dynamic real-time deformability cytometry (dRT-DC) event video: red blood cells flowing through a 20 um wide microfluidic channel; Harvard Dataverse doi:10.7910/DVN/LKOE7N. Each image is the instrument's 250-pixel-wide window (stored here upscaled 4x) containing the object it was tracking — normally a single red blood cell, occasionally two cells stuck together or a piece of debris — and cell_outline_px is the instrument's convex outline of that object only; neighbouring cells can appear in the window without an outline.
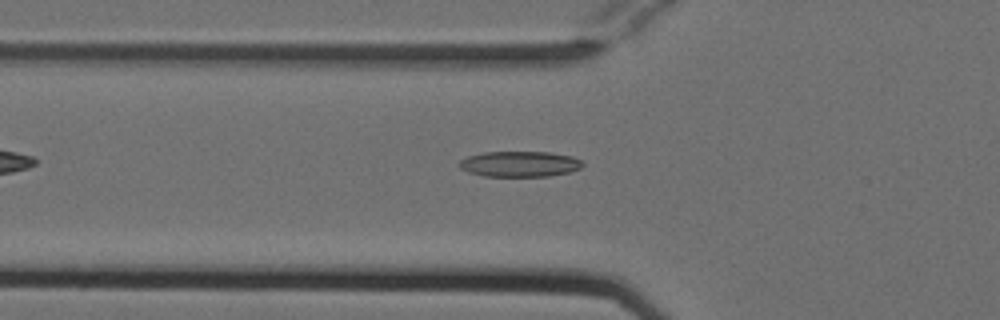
{"species": "Egyptian fruit bat (a non-hibernating species)", "species_latin": "Rousettus aegyptiacus", "temperature_condition": "cold", "stored_images_in_passage": 37, "camera_frame_rate_fps": 3000, "um_per_image_px": 0.085, "animal": {"sex": "female"}, "frame": {"image": 1, "passage_image": 2, "time_ms": 0.333, "image_size_px": [1000, 320], "cell_outline_px": [[584, 164], [580, 168], [568, 172], [548, 176], [484, 176], [468, 172], [460, 168], [460, 160], [468, 156], [484, 152], [548, 152], [572, 156], [584, 160]], "centroid_in_image_um": [44.2, 13.93], "position_along_channel_um": 81.6, "area_um2": 18.38}}
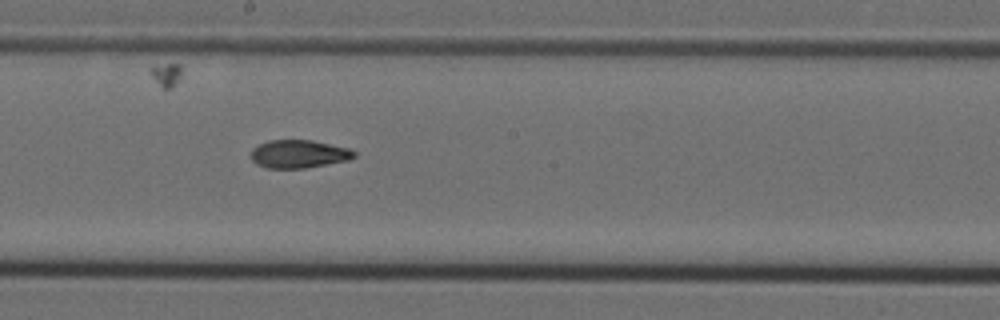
{"frame": {"image": 2, "passage_image": 13, "time_ms": 4.0, "image_size_px": [1000, 320], "cell_outline_px": [[356, 156], [348, 160], [304, 168], [264, 168], [256, 164], [248, 156], [252, 148], [268, 140], [312, 140], [348, 148], [356, 152]], "centroid_in_image_um": [25.34, 13.09], "position_along_channel_um": 222.9, "area_um2": 16.99}}
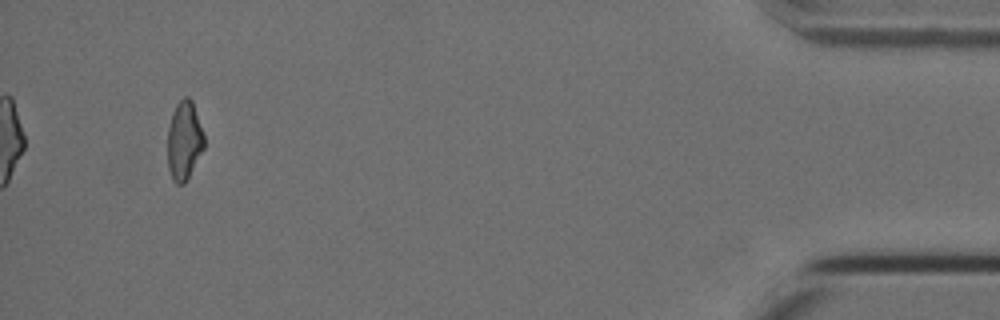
{"frame": {"image": 3, "passage_image": 34, "time_ms": 11.0, "image_size_px": [1000, 320], "cell_outline_px": [[204, 148], [184, 184], [176, 184], [172, 180], [168, 168], [168, 128], [172, 112], [176, 104], [184, 96], [188, 96], [192, 100], [204, 136]], "centroid_in_image_um": [15.64, 11.94], "position_along_channel_um": 419.6, "area_um2": 16.7}, "authors_computed_cell_mechanics": {"area_um2": 17.2244, "velocity_mm_per_s": 3.8186, "shape_relaxation_time_tau1_ms": 6.9347, "shape_relaxation_time_tau2_ms": 2.4542, "deformation_change_tau1": 0.1808, "deformation_change_tau2": 0.0895}}